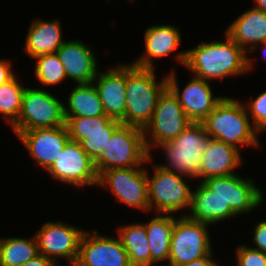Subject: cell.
Returning <instances> with one entry per match:
<instances>
[{
  "mask_svg": "<svg viewBox=\"0 0 266 266\" xmlns=\"http://www.w3.org/2000/svg\"><path fill=\"white\" fill-rule=\"evenodd\" d=\"M248 55L225 33V41H201L196 47L177 52L175 57L195 77L222 81L253 70L254 63Z\"/></svg>",
  "mask_w": 266,
  "mask_h": 266,
  "instance_id": "cell-1",
  "label": "cell"
},
{
  "mask_svg": "<svg viewBox=\"0 0 266 266\" xmlns=\"http://www.w3.org/2000/svg\"><path fill=\"white\" fill-rule=\"evenodd\" d=\"M243 101L232 97L224 98L201 122L209 137L230 146H259V131L252 125Z\"/></svg>",
  "mask_w": 266,
  "mask_h": 266,
  "instance_id": "cell-2",
  "label": "cell"
},
{
  "mask_svg": "<svg viewBox=\"0 0 266 266\" xmlns=\"http://www.w3.org/2000/svg\"><path fill=\"white\" fill-rule=\"evenodd\" d=\"M154 72L155 69L126 63V109L120 121L123 125L144 129L151 120L158 99L167 88V76L158 82Z\"/></svg>",
  "mask_w": 266,
  "mask_h": 266,
  "instance_id": "cell-3",
  "label": "cell"
},
{
  "mask_svg": "<svg viewBox=\"0 0 266 266\" xmlns=\"http://www.w3.org/2000/svg\"><path fill=\"white\" fill-rule=\"evenodd\" d=\"M210 137L201 122H192L177 138L156 145L162 148L167 164H158L165 170L198 178L201 158Z\"/></svg>",
  "mask_w": 266,
  "mask_h": 266,
  "instance_id": "cell-4",
  "label": "cell"
},
{
  "mask_svg": "<svg viewBox=\"0 0 266 266\" xmlns=\"http://www.w3.org/2000/svg\"><path fill=\"white\" fill-rule=\"evenodd\" d=\"M143 129L121 124L111 136L101 156L94 162L98 177L109 169H123L152 163Z\"/></svg>",
  "mask_w": 266,
  "mask_h": 266,
  "instance_id": "cell-5",
  "label": "cell"
},
{
  "mask_svg": "<svg viewBox=\"0 0 266 266\" xmlns=\"http://www.w3.org/2000/svg\"><path fill=\"white\" fill-rule=\"evenodd\" d=\"M65 125L64 103L49 91L26 88L21 111L11 126L15 135L37 128H54Z\"/></svg>",
  "mask_w": 266,
  "mask_h": 266,
  "instance_id": "cell-6",
  "label": "cell"
},
{
  "mask_svg": "<svg viewBox=\"0 0 266 266\" xmlns=\"http://www.w3.org/2000/svg\"><path fill=\"white\" fill-rule=\"evenodd\" d=\"M153 171L151 177L147 171L149 211L156 209L155 213L173 214L189 209L193 190L185 181L187 176L157 165Z\"/></svg>",
  "mask_w": 266,
  "mask_h": 266,
  "instance_id": "cell-7",
  "label": "cell"
},
{
  "mask_svg": "<svg viewBox=\"0 0 266 266\" xmlns=\"http://www.w3.org/2000/svg\"><path fill=\"white\" fill-rule=\"evenodd\" d=\"M192 121L187 117L176 96L167 87L160 95L153 116L143 129L146 147H152L177 138Z\"/></svg>",
  "mask_w": 266,
  "mask_h": 266,
  "instance_id": "cell-8",
  "label": "cell"
},
{
  "mask_svg": "<svg viewBox=\"0 0 266 266\" xmlns=\"http://www.w3.org/2000/svg\"><path fill=\"white\" fill-rule=\"evenodd\" d=\"M208 226L210 225L194 221L186 215L176 217L171 235L168 263L180 266L214 252Z\"/></svg>",
  "mask_w": 266,
  "mask_h": 266,
  "instance_id": "cell-9",
  "label": "cell"
},
{
  "mask_svg": "<svg viewBox=\"0 0 266 266\" xmlns=\"http://www.w3.org/2000/svg\"><path fill=\"white\" fill-rule=\"evenodd\" d=\"M139 167L109 169L98 177L100 187L109 188L127 206L149 211L147 169Z\"/></svg>",
  "mask_w": 266,
  "mask_h": 266,
  "instance_id": "cell-10",
  "label": "cell"
},
{
  "mask_svg": "<svg viewBox=\"0 0 266 266\" xmlns=\"http://www.w3.org/2000/svg\"><path fill=\"white\" fill-rule=\"evenodd\" d=\"M85 230L60 221H48L42 224L34 234L38 243V251L58 266L61 258L66 259L69 266H74Z\"/></svg>",
  "mask_w": 266,
  "mask_h": 266,
  "instance_id": "cell-11",
  "label": "cell"
},
{
  "mask_svg": "<svg viewBox=\"0 0 266 266\" xmlns=\"http://www.w3.org/2000/svg\"><path fill=\"white\" fill-rule=\"evenodd\" d=\"M122 123L107 115L97 117H65L70 140L79 142L95 162L103 153L114 131Z\"/></svg>",
  "mask_w": 266,
  "mask_h": 266,
  "instance_id": "cell-12",
  "label": "cell"
},
{
  "mask_svg": "<svg viewBox=\"0 0 266 266\" xmlns=\"http://www.w3.org/2000/svg\"><path fill=\"white\" fill-rule=\"evenodd\" d=\"M58 182L75 188L98 185L94 161L82 149L79 142L69 140L58 158L47 170Z\"/></svg>",
  "mask_w": 266,
  "mask_h": 266,
  "instance_id": "cell-13",
  "label": "cell"
},
{
  "mask_svg": "<svg viewBox=\"0 0 266 266\" xmlns=\"http://www.w3.org/2000/svg\"><path fill=\"white\" fill-rule=\"evenodd\" d=\"M203 183L236 214H247L262 204L264 194L251 178L238 174L210 177Z\"/></svg>",
  "mask_w": 266,
  "mask_h": 266,
  "instance_id": "cell-14",
  "label": "cell"
},
{
  "mask_svg": "<svg viewBox=\"0 0 266 266\" xmlns=\"http://www.w3.org/2000/svg\"><path fill=\"white\" fill-rule=\"evenodd\" d=\"M174 69L167 74V87L192 122H202L224 98L214 96L209 81L193 76L181 91ZM181 91V92H180Z\"/></svg>",
  "mask_w": 266,
  "mask_h": 266,
  "instance_id": "cell-15",
  "label": "cell"
},
{
  "mask_svg": "<svg viewBox=\"0 0 266 266\" xmlns=\"http://www.w3.org/2000/svg\"><path fill=\"white\" fill-rule=\"evenodd\" d=\"M74 266H131L119 237L103 236L94 230L82 235Z\"/></svg>",
  "mask_w": 266,
  "mask_h": 266,
  "instance_id": "cell-16",
  "label": "cell"
},
{
  "mask_svg": "<svg viewBox=\"0 0 266 266\" xmlns=\"http://www.w3.org/2000/svg\"><path fill=\"white\" fill-rule=\"evenodd\" d=\"M17 137L28 150L35 163L48 170L70 140L65 125L21 131Z\"/></svg>",
  "mask_w": 266,
  "mask_h": 266,
  "instance_id": "cell-17",
  "label": "cell"
},
{
  "mask_svg": "<svg viewBox=\"0 0 266 266\" xmlns=\"http://www.w3.org/2000/svg\"><path fill=\"white\" fill-rule=\"evenodd\" d=\"M64 66L67 79L76 84L92 83L97 76V60L94 51L81 40H68L55 52Z\"/></svg>",
  "mask_w": 266,
  "mask_h": 266,
  "instance_id": "cell-18",
  "label": "cell"
},
{
  "mask_svg": "<svg viewBox=\"0 0 266 266\" xmlns=\"http://www.w3.org/2000/svg\"><path fill=\"white\" fill-rule=\"evenodd\" d=\"M93 84L105 114L111 119L121 121L126 109V64H118L103 73L98 71Z\"/></svg>",
  "mask_w": 266,
  "mask_h": 266,
  "instance_id": "cell-19",
  "label": "cell"
},
{
  "mask_svg": "<svg viewBox=\"0 0 266 266\" xmlns=\"http://www.w3.org/2000/svg\"><path fill=\"white\" fill-rule=\"evenodd\" d=\"M175 25L156 24L149 26L144 33L145 51L132 62L140 68L155 69V61L164 58L178 49L181 33Z\"/></svg>",
  "mask_w": 266,
  "mask_h": 266,
  "instance_id": "cell-20",
  "label": "cell"
},
{
  "mask_svg": "<svg viewBox=\"0 0 266 266\" xmlns=\"http://www.w3.org/2000/svg\"><path fill=\"white\" fill-rule=\"evenodd\" d=\"M225 33L247 53L256 52L258 44L266 40V12L255 7L244 11L230 23Z\"/></svg>",
  "mask_w": 266,
  "mask_h": 266,
  "instance_id": "cell-21",
  "label": "cell"
},
{
  "mask_svg": "<svg viewBox=\"0 0 266 266\" xmlns=\"http://www.w3.org/2000/svg\"><path fill=\"white\" fill-rule=\"evenodd\" d=\"M241 153L238 149L222 141L210 138L207 149L201 158L198 172L200 182L210 178L235 174V169L241 167Z\"/></svg>",
  "mask_w": 266,
  "mask_h": 266,
  "instance_id": "cell-22",
  "label": "cell"
},
{
  "mask_svg": "<svg viewBox=\"0 0 266 266\" xmlns=\"http://www.w3.org/2000/svg\"><path fill=\"white\" fill-rule=\"evenodd\" d=\"M189 209V214H182L194 221L208 225H214L237 216L230 206H226L225 202L203 182H199L196 189H193Z\"/></svg>",
  "mask_w": 266,
  "mask_h": 266,
  "instance_id": "cell-23",
  "label": "cell"
},
{
  "mask_svg": "<svg viewBox=\"0 0 266 266\" xmlns=\"http://www.w3.org/2000/svg\"><path fill=\"white\" fill-rule=\"evenodd\" d=\"M58 19L45 21L37 18L29 26L24 51L30 58L55 53L65 42Z\"/></svg>",
  "mask_w": 266,
  "mask_h": 266,
  "instance_id": "cell-24",
  "label": "cell"
},
{
  "mask_svg": "<svg viewBox=\"0 0 266 266\" xmlns=\"http://www.w3.org/2000/svg\"><path fill=\"white\" fill-rule=\"evenodd\" d=\"M174 215L157 213L148 223H144L151 251V266L169 260L171 235L176 219Z\"/></svg>",
  "mask_w": 266,
  "mask_h": 266,
  "instance_id": "cell-25",
  "label": "cell"
},
{
  "mask_svg": "<svg viewBox=\"0 0 266 266\" xmlns=\"http://www.w3.org/2000/svg\"><path fill=\"white\" fill-rule=\"evenodd\" d=\"M64 104V117H97L106 115L98 91L92 83H80L72 89Z\"/></svg>",
  "mask_w": 266,
  "mask_h": 266,
  "instance_id": "cell-26",
  "label": "cell"
},
{
  "mask_svg": "<svg viewBox=\"0 0 266 266\" xmlns=\"http://www.w3.org/2000/svg\"><path fill=\"white\" fill-rule=\"evenodd\" d=\"M117 233L131 266H151V251L144 223L122 225Z\"/></svg>",
  "mask_w": 266,
  "mask_h": 266,
  "instance_id": "cell-27",
  "label": "cell"
},
{
  "mask_svg": "<svg viewBox=\"0 0 266 266\" xmlns=\"http://www.w3.org/2000/svg\"><path fill=\"white\" fill-rule=\"evenodd\" d=\"M39 254L35 235L31 238L6 237L1 240L0 266H21Z\"/></svg>",
  "mask_w": 266,
  "mask_h": 266,
  "instance_id": "cell-28",
  "label": "cell"
},
{
  "mask_svg": "<svg viewBox=\"0 0 266 266\" xmlns=\"http://www.w3.org/2000/svg\"><path fill=\"white\" fill-rule=\"evenodd\" d=\"M17 78L15 74L9 81L0 85V114L10 127L18 119L26 89Z\"/></svg>",
  "mask_w": 266,
  "mask_h": 266,
  "instance_id": "cell-29",
  "label": "cell"
},
{
  "mask_svg": "<svg viewBox=\"0 0 266 266\" xmlns=\"http://www.w3.org/2000/svg\"><path fill=\"white\" fill-rule=\"evenodd\" d=\"M36 66L34 73L41 84L51 86L59 84L67 78L64 66L59 61L56 53L43 54L35 57Z\"/></svg>",
  "mask_w": 266,
  "mask_h": 266,
  "instance_id": "cell-30",
  "label": "cell"
},
{
  "mask_svg": "<svg viewBox=\"0 0 266 266\" xmlns=\"http://www.w3.org/2000/svg\"><path fill=\"white\" fill-rule=\"evenodd\" d=\"M248 105V106H247ZM252 125L259 132H266V91L245 104Z\"/></svg>",
  "mask_w": 266,
  "mask_h": 266,
  "instance_id": "cell-31",
  "label": "cell"
},
{
  "mask_svg": "<svg viewBox=\"0 0 266 266\" xmlns=\"http://www.w3.org/2000/svg\"><path fill=\"white\" fill-rule=\"evenodd\" d=\"M236 266H266V253L241 244L236 249Z\"/></svg>",
  "mask_w": 266,
  "mask_h": 266,
  "instance_id": "cell-32",
  "label": "cell"
},
{
  "mask_svg": "<svg viewBox=\"0 0 266 266\" xmlns=\"http://www.w3.org/2000/svg\"><path fill=\"white\" fill-rule=\"evenodd\" d=\"M253 242L257 247H252L259 249L263 253H266V220H261L255 223Z\"/></svg>",
  "mask_w": 266,
  "mask_h": 266,
  "instance_id": "cell-33",
  "label": "cell"
},
{
  "mask_svg": "<svg viewBox=\"0 0 266 266\" xmlns=\"http://www.w3.org/2000/svg\"><path fill=\"white\" fill-rule=\"evenodd\" d=\"M15 75L11 68L10 61L6 59H0V85L9 81Z\"/></svg>",
  "mask_w": 266,
  "mask_h": 266,
  "instance_id": "cell-34",
  "label": "cell"
},
{
  "mask_svg": "<svg viewBox=\"0 0 266 266\" xmlns=\"http://www.w3.org/2000/svg\"><path fill=\"white\" fill-rule=\"evenodd\" d=\"M21 266H58L53 260L46 258L42 254H38L28 262L24 263Z\"/></svg>",
  "mask_w": 266,
  "mask_h": 266,
  "instance_id": "cell-35",
  "label": "cell"
},
{
  "mask_svg": "<svg viewBox=\"0 0 266 266\" xmlns=\"http://www.w3.org/2000/svg\"><path fill=\"white\" fill-rule=\"evenodd\" d=\"M214 253L212 252L211 254L207 255L206 257H203L198 260L191 261L189 263H185L180 266H218L217 261L212 259Z\"/></svg>",
  "mask_w": 266,
  "mask_h": 266,
  "instance_id": "cell-36",
  "label": "cell"
},
{
  "mask_svg": "<svg viewBox=\"0 0 266 266\" xmlns=\"http://www.w3.org/2000/svg\"><path fill=\"white\" fill-rule=\"evenodd\" d=\"M253 7L266 12V0H255V4Z\"/></svg>",
  "mask_w": 266,
  "mask_h": 266,
  "instance_id": "cell-37",
  "label": "cell"
},
{
  "mask_svg": "<svg viewBox=\"0 0 266 266\" xmlns=\"http://www.w3.org/2000/svg\"><path fill=\"white\" fill-rule=\"evenodd\" d=\"M262 57L266 59V40L262 43Z\"/></svg>",
  "mask_w": 266,
  "mask_h": 266,
  "instance_id": "cell-38",
  "label": "cell"
},
{
  "mask_svg": "<svg viewBox=\"0 0 266 266\" xmlns=\"http://www.w3.org/2000/svg\"><path fill=\"white\" fill-rule=\"evenodd\" d=\"M152 266H154V265H152ZM160 266H163V265H160ZM164 266H175V265H172V264L168 263L167 265L165 264Z\"/></svg>",
  "mask_w": 266,
  "mask_h": 266,
  "instance_id": "cell-39",
  "label": "cell"
}]
</instances>
